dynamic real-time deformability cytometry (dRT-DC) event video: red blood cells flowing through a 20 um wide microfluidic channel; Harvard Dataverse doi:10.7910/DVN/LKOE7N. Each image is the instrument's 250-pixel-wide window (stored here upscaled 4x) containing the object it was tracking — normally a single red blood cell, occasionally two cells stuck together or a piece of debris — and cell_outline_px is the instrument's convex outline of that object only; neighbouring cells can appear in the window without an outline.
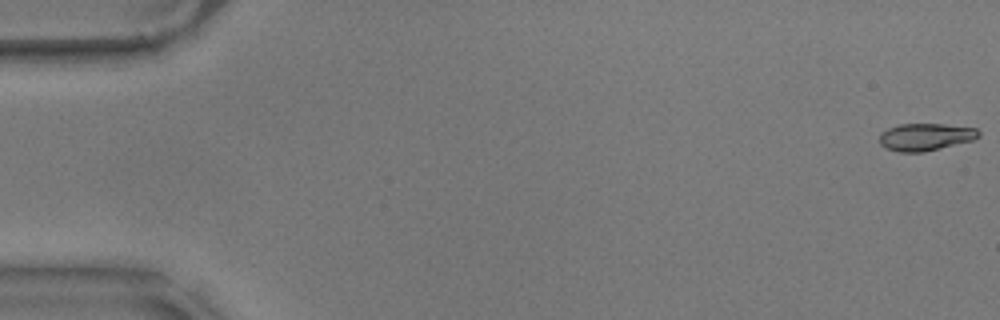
{"species": "common noctule bat (a hibernating species)", "species_latin": "Nyctalus noctula", "temperature_condition": "warm", "stored_images_in_passage": 21, "camera_frame_rate_fps": 3000, "um_per_image_px": 0.085, "animal": {"sex": "male", "body_mass_g": 17.9}, "frame": {"image": 1, "passage_image": 1, "time_ms": 0.0, "image_size_px": [1000, 320], "cell_outline_px": [[980, 136], [972, 140], [924, 152], [896, 152], [884, 148], [880, 144], [880, 132], [888, 128], [900, 124], [944, 124], [976, 128], [980, 132]], "centroid_in_image_um": [78.63, 11.64], "position_along_channel_um": 6.4, "area_um2": 15.84}}
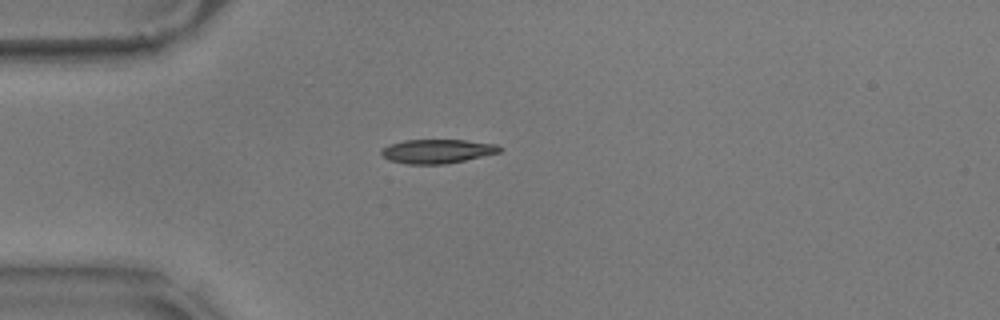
{"frame": {"image": 2, "passage_image": 16, "time_ms": 5.0, "image_size_px": [1000, 320], "cell_outline_px": [[504, 148], [500, 152], [464, 160], [444, 164], [404, 164], [388, 160], [380, 152], [388, 144], [404, 140], [464, 140], [496, 144]], "centroid_in_image_um": [37.15, 12.85], "position_along_channel_um": 47.9, "area_um2": 16.53}}